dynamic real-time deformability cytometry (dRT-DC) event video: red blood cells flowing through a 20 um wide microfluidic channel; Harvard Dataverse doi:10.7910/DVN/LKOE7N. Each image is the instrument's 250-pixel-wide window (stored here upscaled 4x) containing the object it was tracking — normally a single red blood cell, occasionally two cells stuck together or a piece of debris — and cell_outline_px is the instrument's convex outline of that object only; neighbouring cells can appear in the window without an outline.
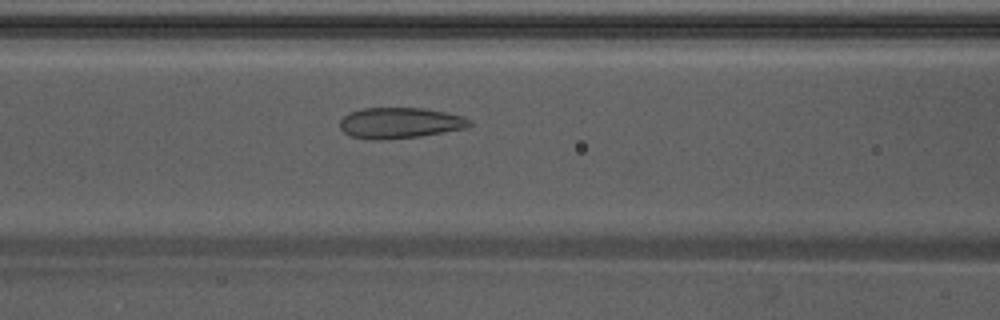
{"species": "Egyptian fruit bat (a non-hibernating species)", "species_latin": "Rousettus aegyptiacus", "temperature_condition": "warm", "stored_images_in_passage": 19, "camera_frame_rate_fps": 3000, "um_per_image_px": 0.085, "animal": {"sex": "male"}, "frame": {"image": 1, "passage_image": 12, "time_ms": 3.667, "image_size_px": [1000, 320], "cell_outline_px": [[472, 124], [468, 128], [420, 136], [376, 140], [352, 136], [344, 132], [340, 128], [340, 120], [348, 112], [364, 108], [424, 108], [464, 116], [472, 120]], "centroid_in_image_um": [34.02, 10.44], "position_along_channel_um": 132.6, "area_um2": 23.29}}
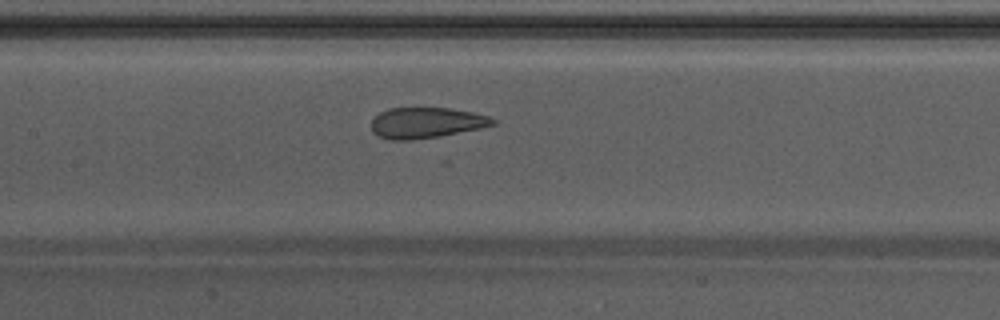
{"frame": {"image": 2, "passage_image": 15, "time_ms": 4.667, "image_size_px": [1000, 320], "cell_outline_px": [[496, 124], [480, 128], [440, 136], [412, 140], [392, 140], [376, 136], [372, 132], [372, 120], [380, 112], [388, 108], [452, 108], [472, 112], [488, 116], [496, 120]], "centroid_in_image_um": [36.21, 10.44], "position_along_channel_um": 171.2, "area_um2": 21.79}}